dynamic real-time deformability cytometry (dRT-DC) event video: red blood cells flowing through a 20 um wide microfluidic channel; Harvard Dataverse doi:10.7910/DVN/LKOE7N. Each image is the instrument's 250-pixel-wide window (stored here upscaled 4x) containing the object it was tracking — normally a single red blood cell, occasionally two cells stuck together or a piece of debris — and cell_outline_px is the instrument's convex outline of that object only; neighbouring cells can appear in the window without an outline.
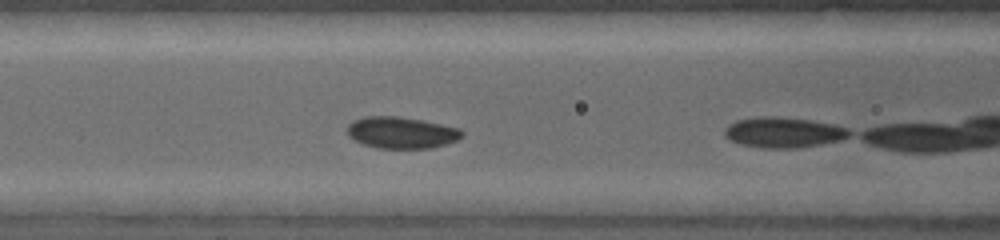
{"species": "common noctule bat (a hibernating species)", "species_latin": "Nyctalus noctula", "temperature_condition": "warm", "stored_images_in_passage": 14, "camera_frame_rate_fps": 5000, "um_per_image_px": 0.085, "animal": {"sex": "female", "body_mass_g": 19.0, "forearm_length_mm": 53.3}, "frame": {"image": 1, "passage_image": 9, "time_ms": 1.4, "image_size_px": [1000, 240], "cell_outline_px": [[464, 136], [456, 140], [432, 148], [376, 148], [352, 140], [348, 136], [348, 124], [352, 120], [368, 116], [396, 116], [420, 120], [460, 128], [464, 132]], "centroid_in_image_um": [34.1, 11.27], "position_along_channel_um": 132.5, "area_um2": 21.1}}